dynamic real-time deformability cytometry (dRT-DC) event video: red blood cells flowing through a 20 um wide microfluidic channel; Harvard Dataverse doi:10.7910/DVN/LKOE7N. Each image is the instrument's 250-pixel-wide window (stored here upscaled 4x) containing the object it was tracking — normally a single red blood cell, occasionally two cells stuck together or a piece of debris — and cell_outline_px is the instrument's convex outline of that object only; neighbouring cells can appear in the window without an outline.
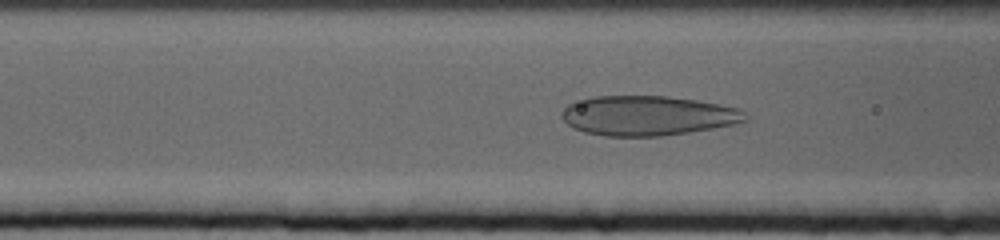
{"species": "human", "species_latin": "Homo sapiens", "temperature_condition": "cold", "stored_images_in_passage": 48, "camera_frame_rate_fps": 3000, "um_per_image_px": 0.085, "donor": {"sex": "female"}, "frame": {"image": 1, "passage_image": 9, "time_ms": 2.667, "image_size_px": [1000, 240], "cell_outline_px": [[748, 120], [732, 124], [712, 128], [688, 132], [660, 136], [604, 136], [584, 132], [572, 128], [560, 116], [560, 112], [568, 104], [596, 96], [668, 96], [696, 100], [720, 104], [736, 108], [744, 112], [748, 116]], "centroid_in_image_um": [55.02, 9.83], "position_along_channel_um": 111.6, "area_um2": 42.37}}
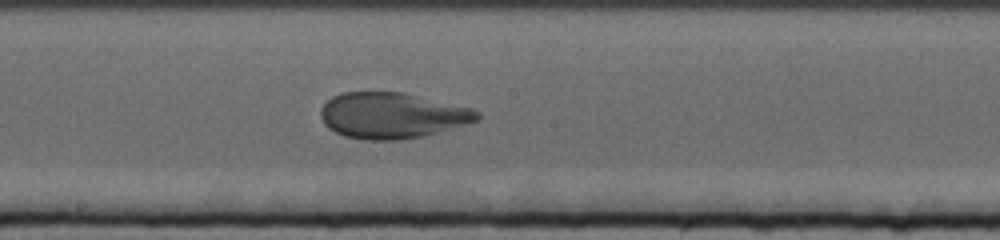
{"frame": {"image": 2, "passage_image": 19, "time_ms": 6.0, "image_size_px": [1000, 240], "cell_outline_px": [[480, 116], [476, 120], [464, 124], [424, 136], [396, 140], [368, 140], [344, 136], [328, 128], [324, 124], [320, 116], [320, 108], [332, 96], [344, 92], [404, 92], [472, 108], [480, 112]], "centroid_in_image_um": [33.29, 9.81], "position_along_channel_um": 214.9, "area_um2": 41.73}}
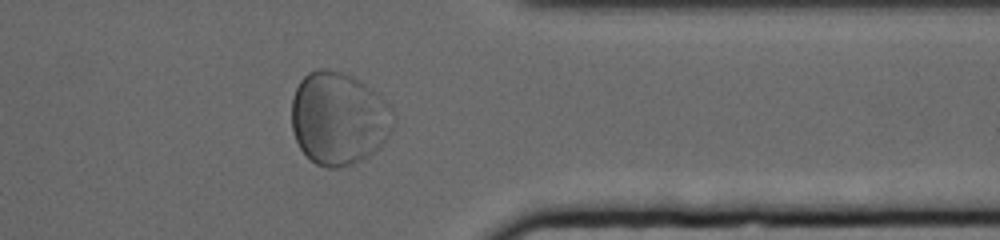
{"frame": {"image": 3, "passage_image": 36, "time_ms": 11.667, "image_size_px": [1000, 240], "cell_outline_px": [[396, 120], [388, 136], [364, 160], [352, 164], [336, 168], [328, 168], [316, 164], [300, 148], [296, 140], [292, 128], [292, 96], [300, 80], [308, 72], [316, 68], [324, 68], [348, 72], [372, 88], [392, 108], [396, 116]], "centroid_in_image_um": [28.79, 10.03], "position_along_channel_um": 382.6, "area_um2": 55.6}}